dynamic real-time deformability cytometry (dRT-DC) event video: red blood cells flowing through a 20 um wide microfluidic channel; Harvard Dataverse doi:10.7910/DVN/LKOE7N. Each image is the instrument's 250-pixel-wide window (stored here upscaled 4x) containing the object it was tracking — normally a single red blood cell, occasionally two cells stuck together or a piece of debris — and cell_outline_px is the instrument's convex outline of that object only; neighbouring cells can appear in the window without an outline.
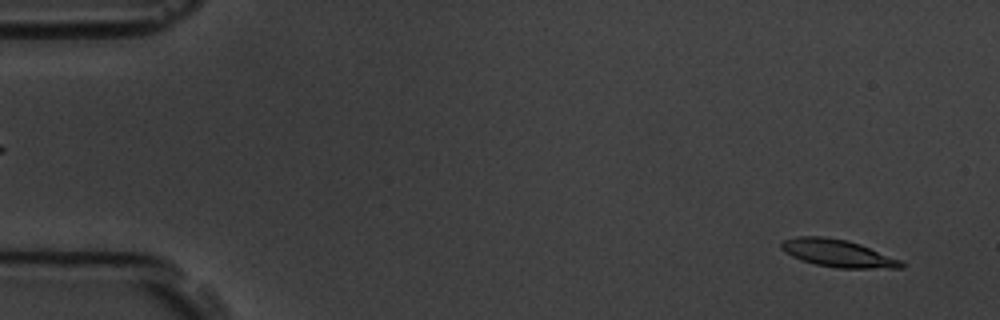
{"species": "common noctule bat (a hibernating species)", "species_latin": "Nyctalus noctula", "temperature_condition": "room temperature", "stored_images_in_passage": 3, "camera_frame_rate_fps": 3000, "um_per_image_px": 0.085, "animal": {"sex": "male", "body_mass_g": 19.5, "forearm_length_mm": 54.6}, "frame": {"image": 1, "passage_image": 1, "time_ms": 0.0, "image_size_px": [1000, 320], "cell_outline_px": [[904, 268], [836, 268], [816, 264], [800, 260], [792, 256], [780, 248], [780, 244], [784, 240], [796, 236], [824, 236], [848, 240], [860, 244], [900, 260], [904, 264]], "centroid_in_image_um": [71.18, 21.52], "position_along_channel_um": 13.8, "area_um2": 19.13}}